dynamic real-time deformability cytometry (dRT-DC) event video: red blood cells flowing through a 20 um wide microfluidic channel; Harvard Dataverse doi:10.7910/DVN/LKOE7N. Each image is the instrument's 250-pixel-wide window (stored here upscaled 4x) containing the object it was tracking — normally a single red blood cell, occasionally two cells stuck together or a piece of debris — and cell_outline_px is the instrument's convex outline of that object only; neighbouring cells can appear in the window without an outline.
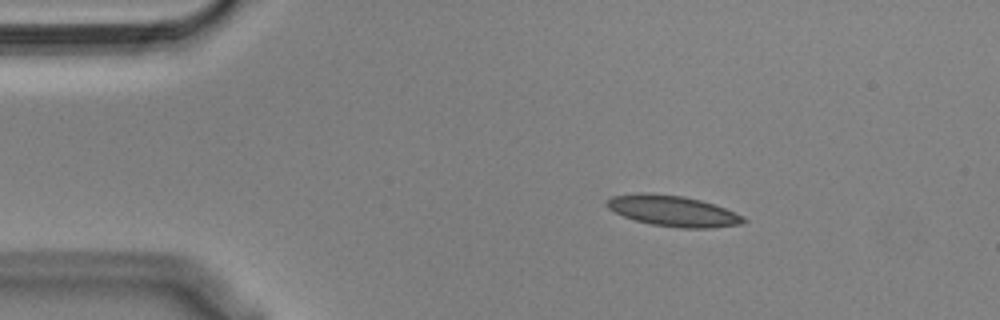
{"species": "Egyptian fruit bat (a non-hibernating species)", "species_latin": "Rousettus aegyptiacus", "temperature_condition": "cold", "stored_images_in_passage": 47, "camera_frame_rate_fps": 3000, "um_per_image_px": 0.085, "animal": {"sex": "male"}, "frame": {"image": 1, "passage_image": 1, "time_ms": 0.0, "image_size_px": [1000, 320], "cell_outline_px": [[748, 220], [740, 224], [712, 228], [680, 228], [652, 224], [636, 220], [624, 216], [608, 208], [604, 204], [604, 200], [612, 196], [640, 192], [648, 192], [684, 196], [700, 200], [724, 208], [744, 216]], "centroid_in_image_um": [57.17, 17.92], "position_along_channel_um": 27.8, "area_um2": 24.57}}
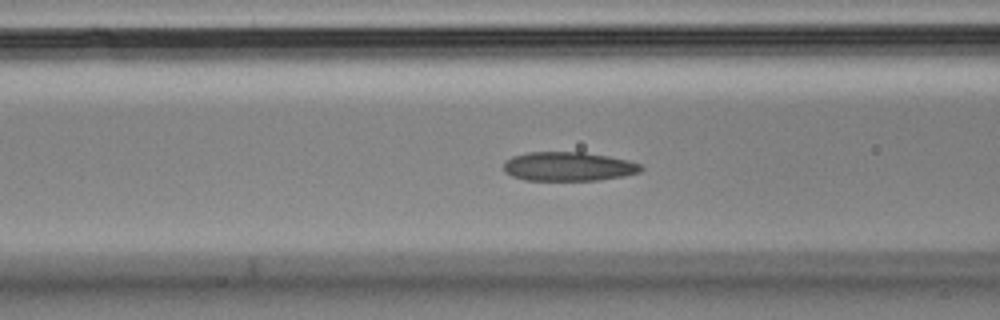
{"frame": {"image": 2, "passage_image": 13, "time_ms": 4.0, "image_size_px": [1000, 320], "cell_outline_px": [[644, 168], [640, 172], [624, 176], [600, 180], [524, 180], [512, 176], [504, 172], [504, 164], [512, 156], [528, 152], [584, 152], [608, 156], [628, 160], [640, 164]], "centroid_in_image_um": [48.33, 14.15], "position_along_channel_um": 118.3, "area_um2": 23.29}}
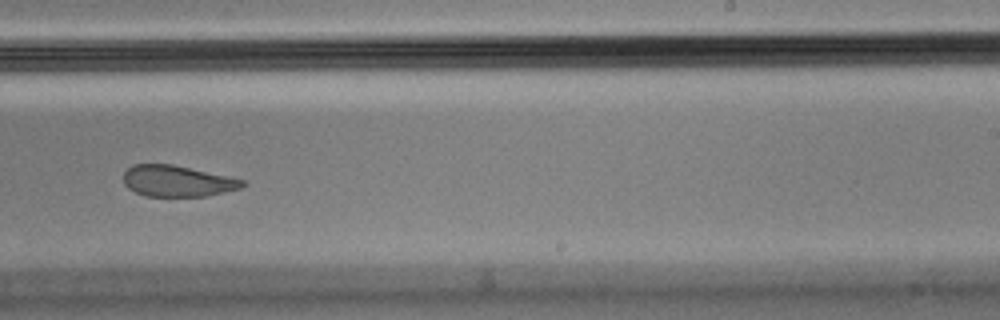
{"frame": {"image": 3, "passage_image": 26, "time_ms": 8.333, "image_size_px": [1000, 320], "cell_outline_px": [[248, 184], [240, 188], [224, 192], [204, 196], [144, 196], [128, 188], [124, 184], [124, 172], [132, 164], [172, 164], [244, 180]], "centroid_in_image_um": [15.05, 15.39], "position_along_channel_um": 274.0, "area_um2": 21.44}, "authors_computed_cell_mechanics": {"area_um2": 24.4494, "velocity_mm_per_s": 3.5917, "shape_relaxation_time_tau1_ms": null, "shape_relaxation_time_tau2_ms": 3.3269, "deformation_change_tau1": null, "deformation_change_tau2": 0.099}}